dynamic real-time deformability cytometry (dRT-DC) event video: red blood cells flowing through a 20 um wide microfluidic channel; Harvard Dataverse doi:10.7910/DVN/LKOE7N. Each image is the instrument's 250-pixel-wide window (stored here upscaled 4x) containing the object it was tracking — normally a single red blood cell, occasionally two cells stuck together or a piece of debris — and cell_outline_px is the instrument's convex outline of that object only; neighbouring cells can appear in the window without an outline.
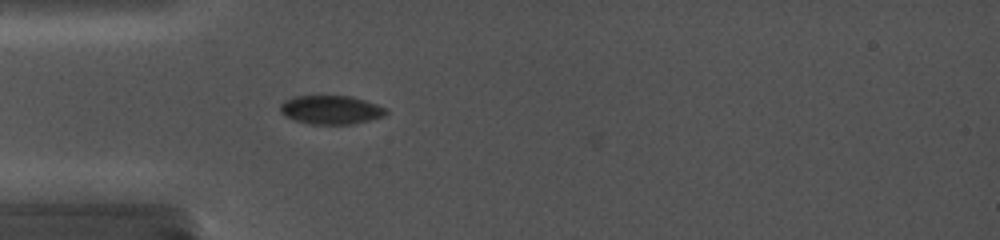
{"species": "common noctule bat (a hibernating species)", "species_latin": "Nyctalus noctula", "temperature_condition": "cold", "stored_images_in_passage": 8, "camera_frame_rate_fps": 5000, "um_per_image_px": 0.085, "animal": {"sex": "female", "body_mass_g": 19.0, "forearm_length_mm": 56.7}, "frame": {"image": 1, "passage_image": 6, "time_ms": 2.4, "image_size_px": [1000, 240], "cell_outline_px": [[388, 112], [384, 116], [352, 124], [308, 124], [284, 116], [280, 112], [280, 104], [284, 100], [292, 96], [320, 92], [352, 96], [388, 108]], "centroid_in_image_um": [28.07, 9.27], "position_along_channel_um": 56.9, "area_um2": 18.67}}